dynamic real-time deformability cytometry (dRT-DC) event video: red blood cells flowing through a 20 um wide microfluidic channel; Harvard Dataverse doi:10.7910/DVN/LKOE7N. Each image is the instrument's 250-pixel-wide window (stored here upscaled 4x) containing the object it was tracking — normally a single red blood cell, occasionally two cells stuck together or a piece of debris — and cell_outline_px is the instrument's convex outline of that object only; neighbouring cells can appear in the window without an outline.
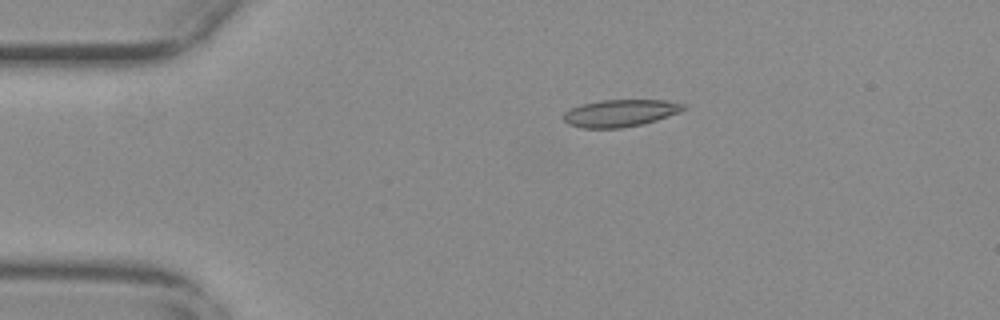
{"species": "common noctule bat (a hibernating species)", "species_latin": "Nyctalus noctula", "temperature_condition": "warm", "stored_images_in_passage": 45, "camera_frame_rate_fps": 3000, "um_per_image_px": 0.085, "animal": {"sex": "female", "body_mass_g": 29.2, "forearm_length_mm": 56.3}, "frame": {"image": 1, "passage_image": 1, "time_ms": 0.0, "image_size_px": [1000, 320], "cell_outline_px": [[688, 108], [680, 112], [656, 120], [640, 124], [620, 128], [584, 128], [572, 124], [564, 120], [564, 112], [580, 104], [604, 100], [668, 100], [684, 104]], "centroid_in_image_um": [52.77, 9.6], "position_along_channel_um": 32.2, "area_um2": 18.79}}
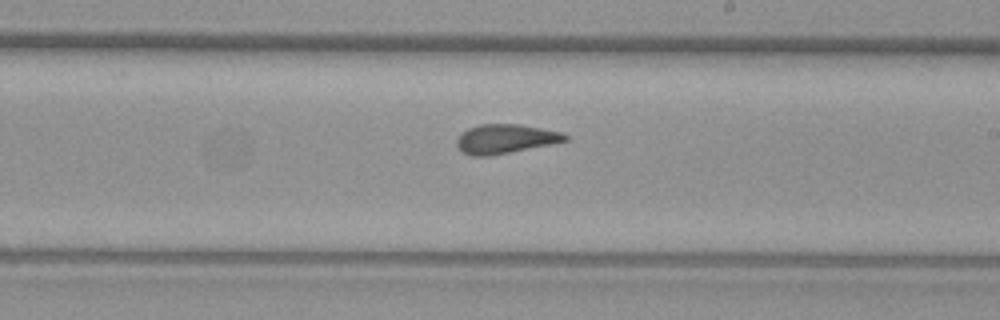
{"frame": {"image": 2, "passage_image": 22, "time_ms": 7.0, "image_size_px": [1000, 320], "cell_outline_px": [[568, 140], [488, 156], [472, 156], [464, 152], [456, 144], [456, 140], [460, 132], [468, 128], [480, 124], [520, 124], [560, 132], [568, 136]], "centroid_in_image_um": [42.89, 11.79], "position_along_channel_um": 246.1, "area_um2": 18.09}}
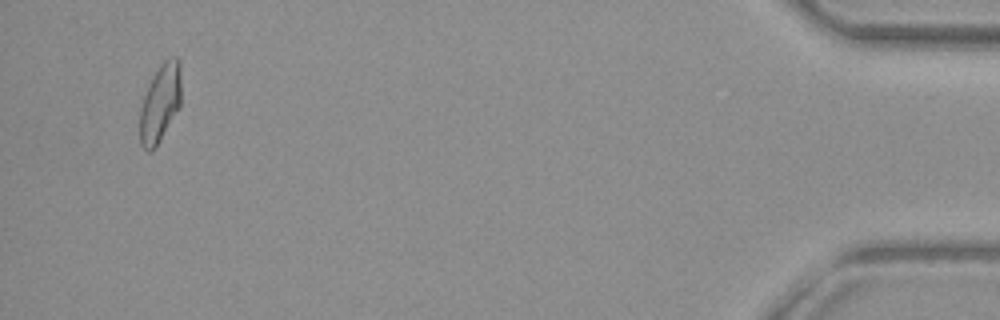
{"frame": {"image": 3, "passage_image": 43, "time_ms": 14.0, "image_size_px": [1000, 320], "cell_outline_px": [[180, 108], [156, 144], [148, 152], [140, 144], [140, 108], [148, 84], [152, 76], [160, 64], [164, 60], [176, 56], [180, 60]], "centroid_in_image_um": [13.61, 8.7], "position_along_channel_um": 421.6, "area_um2": 18.55}, "authors_computed_cell_mechanics": {"area_um2": 18.6116, "velocity_mm_per_s": 3.7311, "shape_relaxation_time_tau1_ms": 11.0372, "shape_relaxation_time_tau2_ms": 1.1506, "deformation_change_tau1": 0.2551, "deformation_change_tau2": 0.0779}}